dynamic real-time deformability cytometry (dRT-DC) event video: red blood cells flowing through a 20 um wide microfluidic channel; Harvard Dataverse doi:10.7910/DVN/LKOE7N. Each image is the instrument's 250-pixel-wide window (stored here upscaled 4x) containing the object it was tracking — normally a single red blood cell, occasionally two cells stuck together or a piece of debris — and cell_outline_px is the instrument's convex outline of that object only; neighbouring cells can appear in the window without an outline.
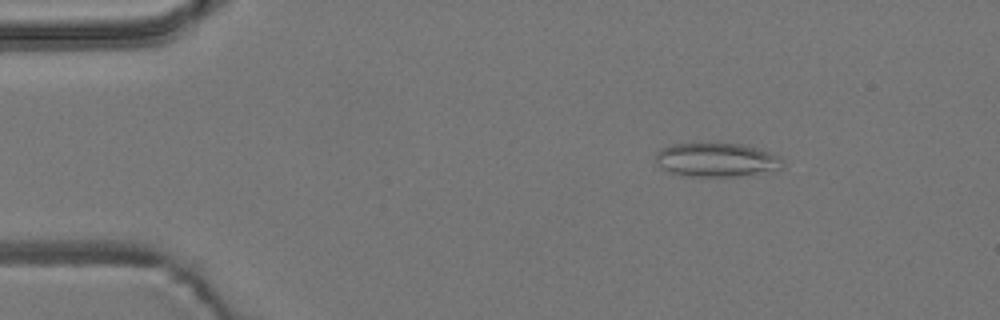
{"species": "common noctule bat (a hibernating species)", "species_latin": "Nyctalus noctula", "temperature_condition": "room temperature", "stored_images_in_passage": 4, "camera_frame_rate_fps": 3000, "um_per_image_px": 0.085, "animal": {"sex": "male", "body_mass_g": 19.2, "forearm_length_mm": 51.8}, "frame": {"image": 1, "passage_image": 2, "time_ms": 0.333, "image_size_px": [1000, 320], "cell_outline_px": [[784, 164], [780, 168], [736, 176], [692, 176], [668, 172], [660, 168], [656, 160], [656, 152], [660, 148], [672, 144], [740, 144], [760, 148], [780, 156], [784, 160]], "centroid_in_image_um": [60.88, 13.58], "position_along_channel_um": 24.1, "area_um2": 24.8}}